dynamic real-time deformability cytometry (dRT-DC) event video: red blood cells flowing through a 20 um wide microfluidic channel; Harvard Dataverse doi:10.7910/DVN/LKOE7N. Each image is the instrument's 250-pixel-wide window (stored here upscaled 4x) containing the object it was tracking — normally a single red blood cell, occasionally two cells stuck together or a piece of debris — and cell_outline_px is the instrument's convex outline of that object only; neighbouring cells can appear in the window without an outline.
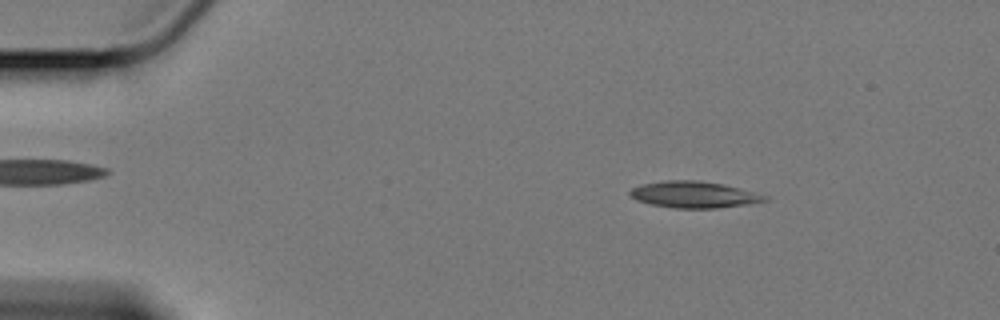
{"species": "Egyptian fruit bat (a non-hibernating species)", "species_latin": "Rousettus aegyptiacus", "temperature_condition": "cold", "stored_images_in_passage": 51, "camera_frame_rate_fps": 3000, "um_per_image_px": 0.085, "animal": {"sex": "female"}, "frame": {"image": 1, "passage_image": 1, "time_ms": 0.0, "image_size_px": [1000, 320], "cell_outline_px": [[772, 196], [768, 200], [748, 204], [716, 208], [672, 208], [652, 204], [636, 200], [628, 196], [628, 192], [632, 188], [640, 184], [664, 180], [696, 180], [724, 184]], "centroid_in_image_um": [58.99, 16.53], "position_along_channel_um": 26.0, "area_um2": 21.1}}
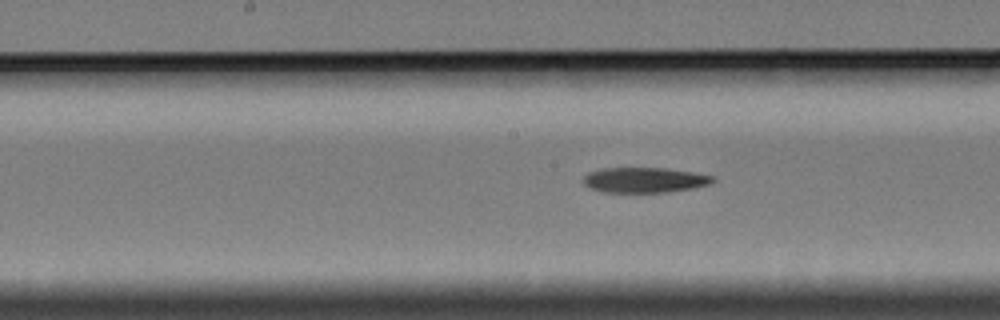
{"frame": {"image": 2, "passage_image": 22, "time_ms": 7.0, "image_size_px": [1000, 320], "cell_outline_px": [[716, 180], [712, 184], [692, 188], [668, 192], [604, 192], [588, 188], [580, 180], [588, 172], [600, 168], [668, 168], [716, 176]], "centroid_in_image_um": [54.78, 15.3], "position_along_channel_um": 193.4, "area_um2": 19.36}}
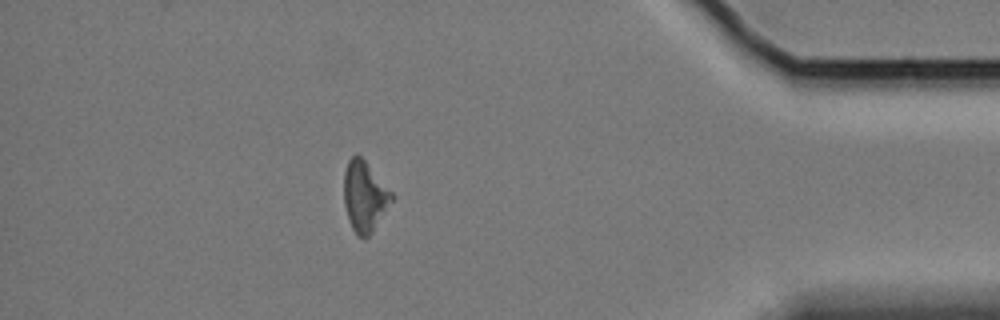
{"frame": {"image": 3, "passage_image": 44, "time_ms": 14.333, "image_size_px": [1000, 320], "cell_outline_px": [[396, 196], [372, 232], [368, 236], [356, 236], [348, 220], [344, 204], [344, 172], [348, 160], [352, 156], [360, 156], [364, 160]], "centroid_in_image_um": [30.99, 16.71], "position_along_channel_um": 404.2, "area_um2": 19.54}}